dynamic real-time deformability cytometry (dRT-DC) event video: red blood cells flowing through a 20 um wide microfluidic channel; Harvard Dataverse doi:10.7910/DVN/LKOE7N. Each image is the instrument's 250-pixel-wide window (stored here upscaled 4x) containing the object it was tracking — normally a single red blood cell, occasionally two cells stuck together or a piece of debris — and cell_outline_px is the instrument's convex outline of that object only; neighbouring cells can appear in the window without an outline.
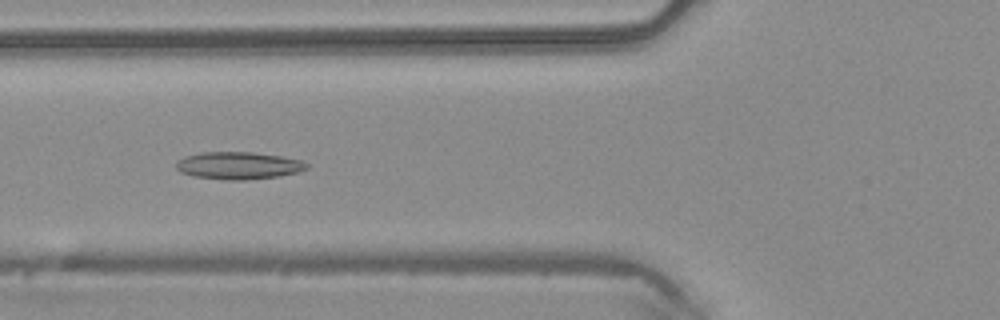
{"species": "common noctule bat (a hibernating species)", "species_latin": "Nyctalus noctula", "temperature_condition": "warm", "stored_images_in_passage": 8, "camera_frame_rate_fps": 3000, "um_per_image_px": 0.085, "animal": {"sex": "male", "body_mass_g": 20.4}, "frame": {"image": 1, "passage_image": 5, "time_ms": 1.333, "image_size_px": [1000, 320], "cell_outline_px": [[308, 168], [300, 172], [280, 176], [244, 180], [228, 180], [192, 176], [180, 172], [176, 168], [176, 160], [184, 156], [200, 152], [252, 152], [280, 156], [304, 160], [308, 164]], "centroid_in_image_um": [20.27, 14.07], "position_along_channel_um": 105.5, "area_um2": 21.1}}